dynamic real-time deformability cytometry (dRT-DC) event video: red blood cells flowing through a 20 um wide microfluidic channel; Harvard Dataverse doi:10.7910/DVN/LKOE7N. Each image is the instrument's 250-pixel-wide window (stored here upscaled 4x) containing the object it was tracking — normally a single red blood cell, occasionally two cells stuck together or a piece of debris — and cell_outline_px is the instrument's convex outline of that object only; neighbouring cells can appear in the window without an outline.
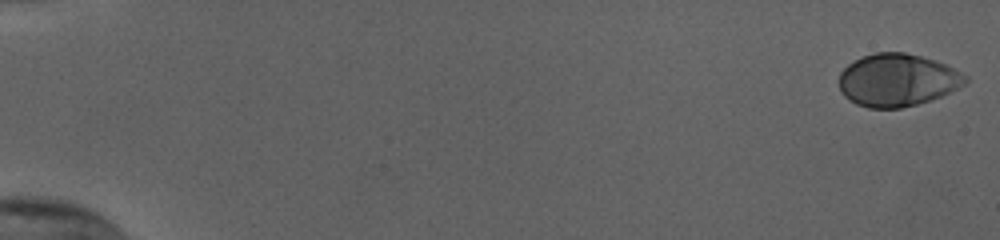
{"species": "human", "species_latin": "Homo sapiens", "temperature_condition": "cold", "stored_images_in_passage": 55, "camera_frame_rate_fps": 3000, "um_per_image_px": 0.085, "donor": {"sex": "female"}, "frame": {"image": 1, "passage_image": 1, "time_ms": 0.0, "image_size_px": [1000, 240], "cell_outline_px": [[968, 80], [964, 84], [932, 100], [900, 108], [868, 108], [856, 104], [848, 100], [840, 92], [840, 72], [848, 64], [864, 56], [876, 52], [904, 52], [920, 56], [944, 64], [968, 76]], "centroid_in_image_um": [76.24, 6.82], "position_along_channel_um": 8.8, "area_um2": 38.44}}
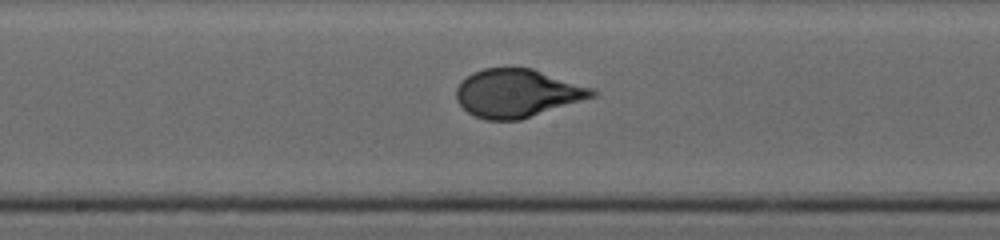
{"frame": {"image": 2, "passage_image": 31, "time_ms": 10.0, "image_size_px": [1000, 240], "cell_outline_px": [[600, 92], [596, 96], [520, 120], [488, 120], [476, 116], [468, 112], [456, 100], [456, 88], [472, 72], [484, 68], [532, 68], [592, 88]], "centroid_in_image_um": [43.98, 7.92], "position_along_channel_um": 204.2, "area_um2": 37.86}}
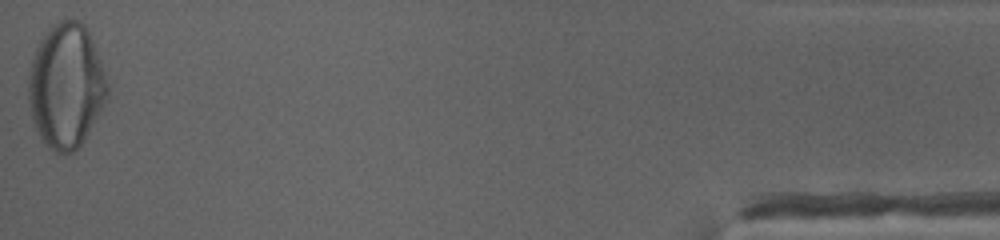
{"frame": {"image": 3, "passage_image": 55, "time_ms": 18.0, "image_size_px": [1000, 240], "cell_outline_px": [[108, 100], [84, 140], [72, 152], [56, 152], [48, 148], [40, 136], [32, 120], [28, 100], [28, 76], [32, 60], [36, 48], [40, 40], [48, 28], [52, 24], [60, 20], [80, 20], [88, 28], [100, 60], [108, 84]], "centroid_in_image_um": [5.62, 7.28], "position_along_channel_um": 429.6, "area_um2": 57.45}}